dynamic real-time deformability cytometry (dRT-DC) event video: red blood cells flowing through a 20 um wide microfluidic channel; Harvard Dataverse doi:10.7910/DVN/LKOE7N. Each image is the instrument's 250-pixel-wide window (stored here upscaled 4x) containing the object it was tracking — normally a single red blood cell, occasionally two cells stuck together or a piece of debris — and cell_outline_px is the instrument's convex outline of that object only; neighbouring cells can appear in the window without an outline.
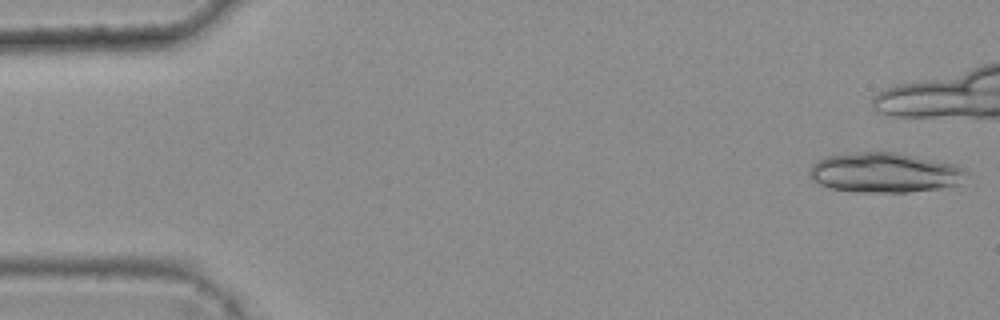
{"species": "common noctule bat (a hibernating species)", "species_latin": "Nyctalus noctula", "temperature_condition": "warm", "stored_images_in_passage": 4, "camera_frame_rate_fps": 3000, "um_per_image_px": 0.085, "animal": {"sex": "female", "body_mass_g": 25.1}, "frame": {"image": 1, "passage_image": 1, "time_ms": 0.0, "image_size_px": [1000, 320], "cell_outline_px": [[968, 172], [956, 184], [944, 188], [908, 192], [860, 192], [832, 188], [820, 184], [812, 180], [808, 176], [808, 172], [812, 164], [816, 160], [824, 156], [860, 152], [896, 152], [960, 164]], "centroid_in_image_um": [75.19, 14.66], "position_along_channel_um": 9.8, "area_um2": 36.76}}